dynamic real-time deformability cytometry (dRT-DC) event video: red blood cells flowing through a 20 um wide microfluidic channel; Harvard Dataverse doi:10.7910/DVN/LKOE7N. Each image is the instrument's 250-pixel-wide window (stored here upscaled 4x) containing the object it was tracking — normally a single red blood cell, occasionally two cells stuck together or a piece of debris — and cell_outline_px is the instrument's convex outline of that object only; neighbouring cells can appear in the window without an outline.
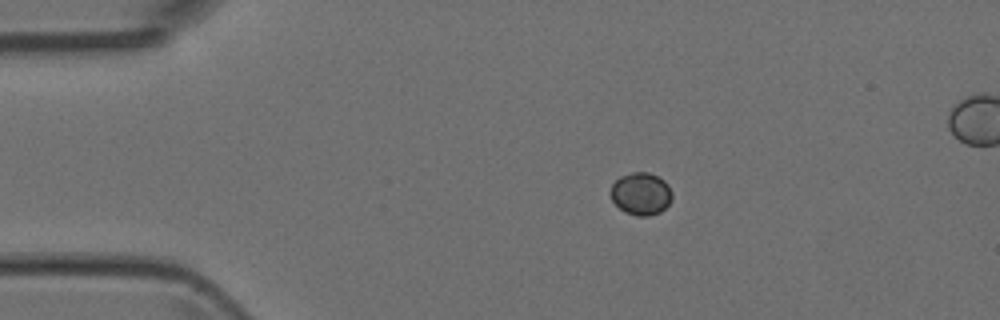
{"species": "Egyptian fruit bat (a non-hibernating species)", "species_latin": "Rousettus aegyptiacus", "temperature_condition": "room temperature", "stored_images_in_passage": 3, "camera_frame_rate_fps": 3000, "um_per_image_px": 0.085, "animal": {"sex": "female"}, "frame": {"image": 1, "passage_image": 1, "time_ms": 0.0, "image_size_px": [1000, 320], "cell_outline_px": [[672, 200], [660, 212], [648, 216], [640, 216], [624, 212], [612, 200], [612, 184], [620, 176], [632, 172], [648, 172], [664, 180], [668, 184], [672, 192]], "centroid_in_image_um": [54.5, 16.46], "position_along_channel_um": 30.5, "area_um2": 15.09}}